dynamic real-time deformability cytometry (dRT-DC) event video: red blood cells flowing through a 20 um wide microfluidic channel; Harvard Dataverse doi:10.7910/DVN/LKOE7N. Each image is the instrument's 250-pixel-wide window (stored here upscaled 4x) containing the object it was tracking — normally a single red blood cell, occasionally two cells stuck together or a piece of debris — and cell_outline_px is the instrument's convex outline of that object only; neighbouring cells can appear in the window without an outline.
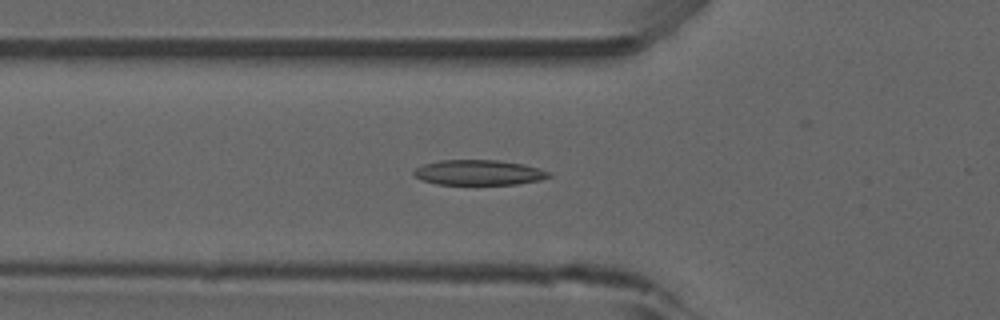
{"species": "common noctule bat (a hibernating species)", "species_latin": "Nyctalus noctula", "temperature_condition": "room temperature", "stored_images_in_passage": 25, "camera_frame_rate_fps": 3000, "um_per_image_px": 0.085, "animal": {"sex": "male", "forearm_length_mm": 52.5}, "frame": {"image": 1, "passage_image": 17, "time_ms": 5.333, "image_size_px": [1000, 320], "cell_outline_px": [[552, 176], [540, 180], [516, 184], [436, 184], [420, 180], [412, 172], [416, 168], [424, 164], [440, 160], [496, 160], [524, 164], [540, 168], [552, 172]], "centroid_in_image_um": [40.72, 14.66], "position_along_channel_um": 85.1, "area_um2": 19.88}}
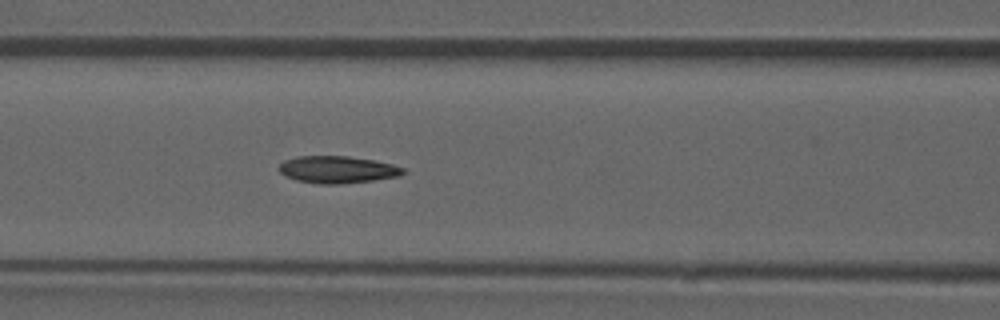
{"frame": {"image": 2, "passage_image": 21, "time_ms": 6.667, "image_size_px": [1000, 320], "cell_outline_px": [[408, 172], [400, 176], [372, 180], [340, 184], [320, 184], [296, 180], [284, 176], [276, 168], [284, 160], [296, 156], [348, 156], [372, 160], [392, 164], [404, 168]], "centroid_in_image_um": [28.66, 14.41], "position_along_channel_um": 137.9, "area_um2": 19.77}}